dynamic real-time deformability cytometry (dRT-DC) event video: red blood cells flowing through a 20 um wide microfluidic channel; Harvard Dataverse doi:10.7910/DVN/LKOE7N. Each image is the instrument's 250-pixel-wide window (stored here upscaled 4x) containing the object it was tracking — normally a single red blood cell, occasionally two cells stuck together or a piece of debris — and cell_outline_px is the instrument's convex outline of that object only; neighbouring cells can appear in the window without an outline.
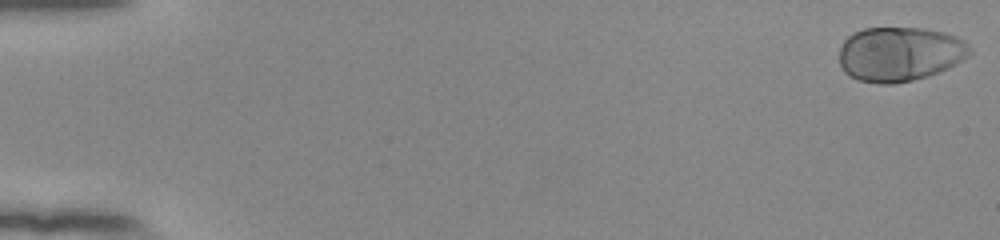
{"species": "human", "species_latin": "Homo sapiens", "temperature_condition": "room temperature", "stored_images_in_passage": 55, "camera_frame_rate_fps": 3000, "um_per_image_px": 0.085, "donor": {"sex": "female"}, "frame": {"image": 1, "passage_image": 1, "time_ms": 0.0, "image_size_px": [1000, 240], "cell_outline_px": [[972, 52], [956, 64], [948, 68], [928, 76], [912, 80], [892, 84], [880, 84], [860, 80], [848, 76], [844, 72], [840, 64], [840, 48], [844, 40], [852, 32], [864, 28], [924, 28], [944, 32], [956, 36], [964, 40], [968, 44]], "centroid_in_image_um": [76.47, 4.58], "position_along_channel_um": 8.5, "area_um2": 41.62}}
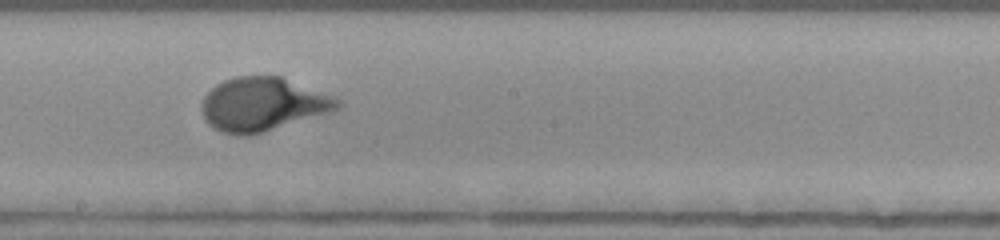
{"frame": {"image": 2, "passage_image": 32, "time_ms": 10.333, "image_size_px": [1000, 240], "cell_outline_px": [[344, 104], [340, 108], [332, 112], [264, 132], [248, 136], [236, 136], [220, 132], [208, 124], [204, 120], [200, 108], [204, 96], [216, 84], [224, 80], [236, 76], [280, 76], [332, 96], [340, 100]], "centroid_in_image_um": [22.31, 8.89], "position_along_channel_um": 225.9, "area_um2": 42.71}}
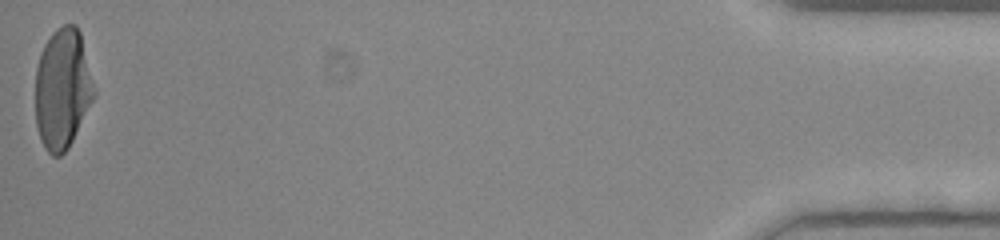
{"frame": {"image": 3, "passage_image": 55, "time_ms": 18.0, "image_size_px": [1000, 240], "cell_outline_px": [[96, 96], [68, 148], [60, 156], [52, 156], [44, 148], [36, 124], [36, 68], [40, 52], [44, 44], [52, 32], [56, 28], [64, 24], [76, 24], [80, 32], [96, 88]], "centroid_in_image_um": [5.33, 7.52], "position_along_channel_um": 429.9, "area_um2": 41.62}, "authors_computed_cell_mechanics": {"area_um2": 40.46, "velocity_mm_per_s": 3.7961, "shape_relaxation_time_tau1_ms": 3.4841, "shape_relaxation_time_tau2_ms": null, "deformation_change_tau1": 0.2076, "deformation_change_tau2": null}}